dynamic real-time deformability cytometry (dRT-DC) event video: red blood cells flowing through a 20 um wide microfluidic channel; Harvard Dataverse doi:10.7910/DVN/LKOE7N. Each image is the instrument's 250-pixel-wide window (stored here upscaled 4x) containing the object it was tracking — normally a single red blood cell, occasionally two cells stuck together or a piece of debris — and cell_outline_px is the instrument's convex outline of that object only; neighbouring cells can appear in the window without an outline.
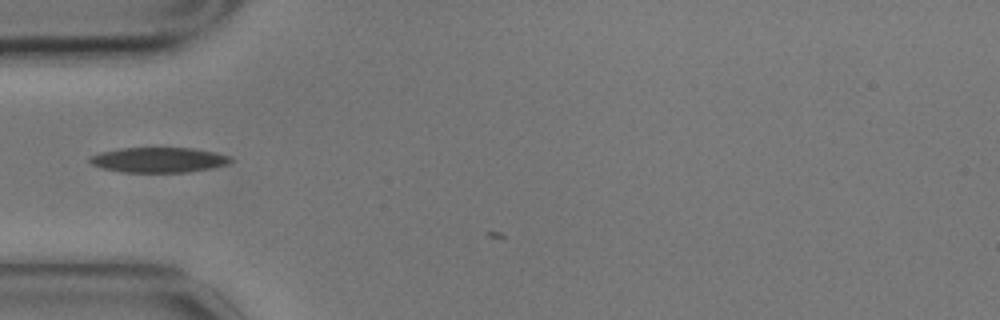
{"species": "common noctule bat (a hibernating species)", "species_latin": "Nyctalus noctula", "temperature_condition": "cold", "stored_images_in_passage": 4, "camera_frame_rate_fps": 3000, "um_per_image_px": 0.085, "animal": {"sex": "male", "body_mass_g": 17.9}, "frame": {"image": 1, "passage_image": 3, "time_ms": 0.667, "image_size_px": [1000, 320], "cell_outline_px": [[232, 160], [228, 164], [212, 168], [188, 172], [120, 172], [100, 168], [92, 164], [88, 160], [88, 156], [100, 152], [120, 148], [192, 148], [232, 156]], "centroid_in_image_um": [13.45, 13.59], "position_along_channel_um": 71.6, "area_um2": 20.75}}